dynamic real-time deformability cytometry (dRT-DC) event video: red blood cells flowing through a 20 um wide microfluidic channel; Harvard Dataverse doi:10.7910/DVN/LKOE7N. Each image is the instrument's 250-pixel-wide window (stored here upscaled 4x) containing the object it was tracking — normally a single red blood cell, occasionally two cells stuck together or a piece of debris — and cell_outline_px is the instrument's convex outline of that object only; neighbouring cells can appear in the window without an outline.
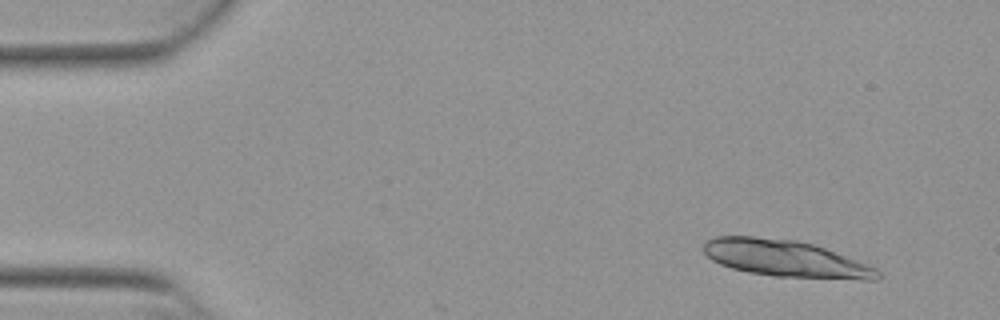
{"species": "Egyptian fruit bat (a non-hibernating species)", "species_latin": "Rousettus aegyptiacus", "temperature_condition": "warm", "stored_images_in_passage": 13, "camera_frame_rate_fps": 3000, "um_per_image_px": 0.085, "animal": {"sex": "female"}, "frame": {"image": 1, "passage_image": 4, "time_ms": 1.0, "image_size_px": [1000, 320], "cell_outline_px": [[880, 276], [876, 280], [864, 280], [776, 276], [748, 272], [732, 268], [720, 264], [712, 260], [704, 252], [704, 244], [708, 240], [716, 236], [752, 236], [796, 240], [812, 244], [824, 248], [856, 260], [876, 268], [880, 272]], "centroid_in_image_um": [66.77, 21.98], "position_along_channel_um": 18.2, "area_um2": 36.93}}